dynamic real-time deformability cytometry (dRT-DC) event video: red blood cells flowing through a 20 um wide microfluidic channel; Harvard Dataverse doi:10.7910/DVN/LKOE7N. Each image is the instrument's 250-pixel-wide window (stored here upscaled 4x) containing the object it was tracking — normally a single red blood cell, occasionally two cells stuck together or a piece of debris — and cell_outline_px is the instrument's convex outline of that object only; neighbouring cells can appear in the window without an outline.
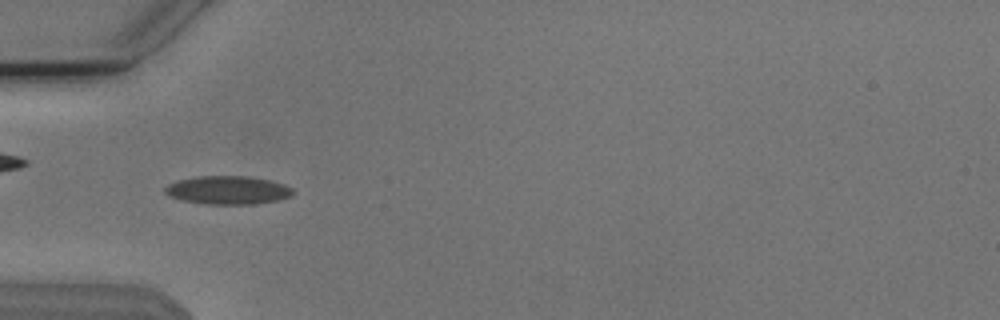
{"species": "Egyptian fruit bat (a non-hibernating species)", "species_latin": "Rousettus aegyptiacus", "temperature_condition": "cold", "stored_images_in_passage": 42, "camera_frame_rate_fps": 3000, "um_per_image_px": 0.085, "animal": {"sex": "male"}, "frame": {"image": 1, "passage_image": 6, "time_ms": 1.667, "image_size_px": [1000, 320], "cell_outline_px": [[292, 196], [276, 200], [256, 204], [208, 204], [184, 200], [168, 196], [164, 192], [164, 188], [168, 184], [176, 180], [196, 176], [248, 176], [268, 180], [284, 184], [292, 188]], "centroid_in_image_um": [19.33, 16.15], "position_along_channel_um": 65.7, "area_um2": 21.1}}
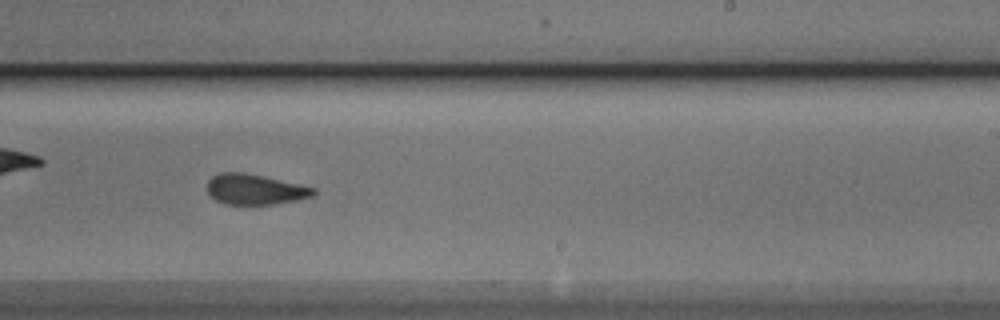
{"frame": {"image": 2, "passage_image": 22, "time_ms": 7.0, "image_size_px": [1000, 320], "cell_outline_px": [[316, 192], [312, 196], [296, 200], [272, 204], [224, 204], [216, 200], [208, 192], [208, 180], [212, 176], [220, 172], [244, 172], [264, 176], [316, 188]], "centroid_in_image_um": [21.66, 16.08], "position_along_channel_um": 267.3, "area_um2": 18.73}}
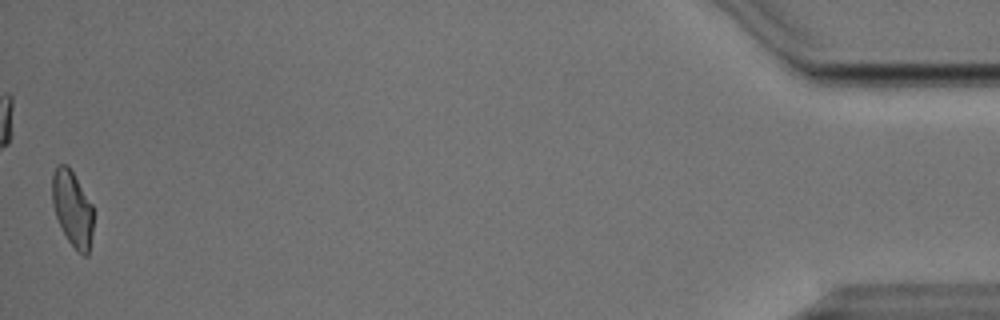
{"frame": {"image": 3, "passage_image": 42, "time_ms": 13.667, "image_size_px": [1000, 320], "cell_outline_px": [[92, 232], [88, 256], [84, 256], [68, 240], [56, 216], [52, 204], [52, 176], [56, 168], [60, 164], [68, 164], [92, 204]], "centroid_in_image_um": [6.15, 17.7], "position_along_channel_um": 429.1, "area_um2": 17.8}, "authors_computed_cell_mechanics": {"area_um2": 19.7387, "velocity_mm_per_s": 3.806, "shape_relaxation_time_tau1_ms": 6.3846, "shape_relaxation_time_tau2_ms": 1.5031, "deformation_change_tau1": 0.1394, "deformation_change_tau2": 0.0786}}